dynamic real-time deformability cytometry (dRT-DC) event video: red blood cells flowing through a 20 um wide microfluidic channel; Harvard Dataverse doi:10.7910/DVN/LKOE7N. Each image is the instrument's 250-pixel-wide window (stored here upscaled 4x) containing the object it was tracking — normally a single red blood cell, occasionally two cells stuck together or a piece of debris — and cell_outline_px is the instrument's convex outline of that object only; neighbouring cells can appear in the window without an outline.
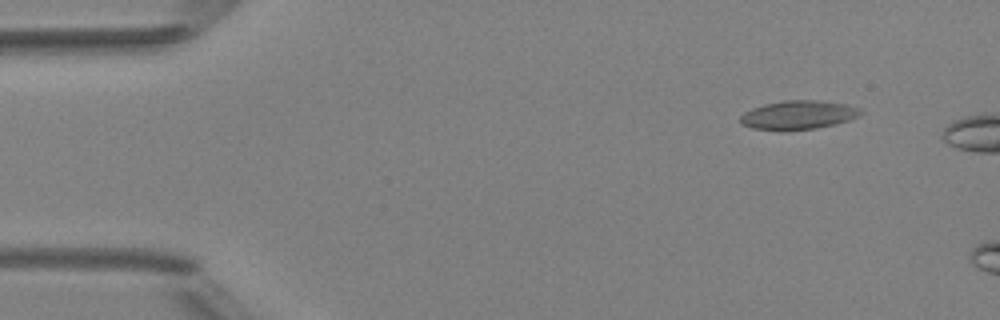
{"species": "Egyptian fruit bat (a non-hibernating species)", "species_latin": "Rousettus aegyptiacus", "temperature_condition": "room temperature", "stored_images_in_passage": 3, "camera_frame_rate_fps": 3000, "um_per_image_px": 0.085, "animal": {"sex": "female"}, "frame": {"image": 1, "passage_image": 2, "time_ms": 1.0, "image_size_px": [1000, 320], "cell_outline_px": [[864, 112], [860, 116], [836, 124], [816, 128], [780, 132], [752, 128], [740, 124], [740, 116], [744, 112], [752, 108], [764, 104], [784, 100], [816, 100], [848, 104], [860, 108]], "centroid_in_image_um": [67.84, 9.79], "position_along_channel_um": 17.2, "area_um2": 20.69}}